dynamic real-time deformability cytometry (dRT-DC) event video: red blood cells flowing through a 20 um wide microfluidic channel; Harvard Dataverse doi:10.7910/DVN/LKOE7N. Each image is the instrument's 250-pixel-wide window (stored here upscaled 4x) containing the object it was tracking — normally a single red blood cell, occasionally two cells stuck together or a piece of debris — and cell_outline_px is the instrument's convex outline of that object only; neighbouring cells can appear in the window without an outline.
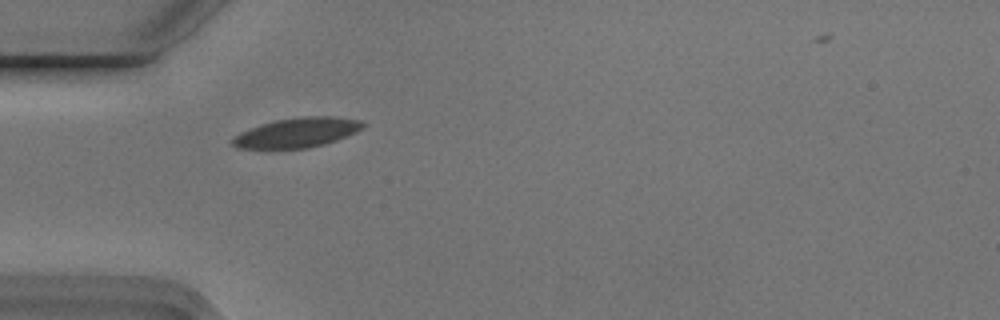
{"species": "Egyptian fruit bat (a non-hibernating species)", "species_latin": "Rousettus aegyptiacus", "temperature_condition": "cold", "stored_images_in_passage": 7, "camera_frame_rate_fps": 3000, "um_per_image_px": 0.085, "animal": {"sex": "male"}, "frame": {"image": 1, "passage_image": 2, "time_ms": 0.333, "image_size_px": [1000, 320], "cell_outline_px": [[368, 124], [356, 132], [336, 140], [324, 144], [308, 148], [236, 148], [232, 144], [232, 136], [240, 132], [276, 120], [304, 116], [336, 116], [360, 120]], "centroid_in_image_um": [25.29, 11.26], "position_along_channel_um": 59.7, "area_um2": 22.43}}
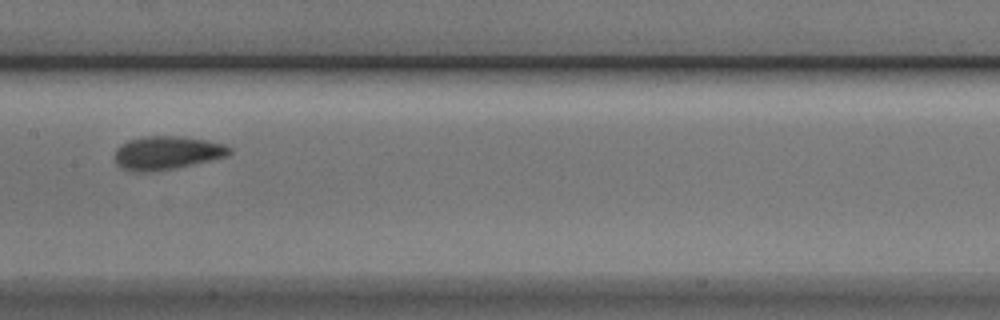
{"frame": {"image": 2, "passage_image": 5, "time_ms": 1.333, "image_size_px": [1000, 320], "cell_outline_px": [[232, 152], [224, 156], [192, 164], [172, 168], [148, 172], [132, 172], [120, 168], [116, 164], [116, 148], [120, 144], [128, 140], [144, 136], [184, 136], [224, 144], [232, 148]], "centroid_in_image_um": [14.13, 12.98], "position_along_channel_um": 193.3, "area_um2": 22.2}}
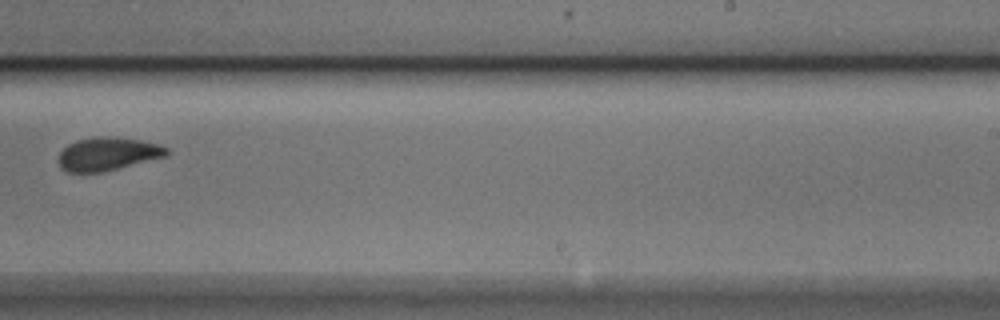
{"frame": {"image": 3, "passage_image": 7, "time_ms": 2.0, "image_size_px": [1000, 320], "cell_outline_px": [[168, 156], [100, 172], [68, 172], [60, 168], [60, 152], [68, 144], [76, 140], [96, 136], [112, 136], [140, 140], [160, 144], [168, 148]], "centroid_in_image_um": [9.17, 13.06], "position_along_channel_um": 279.8, "area_um2": 20.87}}